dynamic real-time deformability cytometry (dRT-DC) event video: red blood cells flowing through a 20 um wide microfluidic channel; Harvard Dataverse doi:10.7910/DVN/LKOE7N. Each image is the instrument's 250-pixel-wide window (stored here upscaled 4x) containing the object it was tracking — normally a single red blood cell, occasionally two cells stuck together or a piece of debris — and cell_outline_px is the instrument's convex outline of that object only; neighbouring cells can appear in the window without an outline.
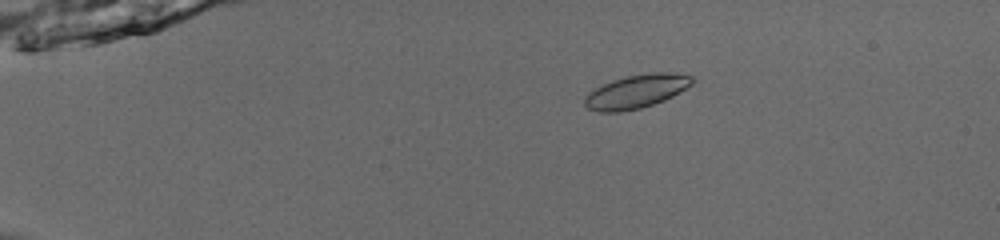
{"species": "common noctule bat (a hibernating species)", "species_latin": "Nyctalus noctula", "temperature_condition": "room temperature", "stored_images_in_passage": 43, "camera_frame_rate_fps": 3000, "um_per_image_px": 0.085, "animal": {"sex": "male", "body_mass_g": 13.0, "forearm_length_mm": 53.1}, "frame": {"image": 1, "passage_image": 1, "time_ms": 0.0, "image_size_px": [1000, 240], "cell_outline_px": [[696, 80], [692, 84], [672, 96], [664, 100], [640, 108], [620, 112], [596, 112], [588, 108], [584, 104], [584, 96], [588, 92], [612, 80], [628, 76], [652, 72], [672, 72], [692, 76]], "centroid_in_image_um": [54.08, 7.77], "position_along_channel_um": 30.9, "area_um2": 20.98}}
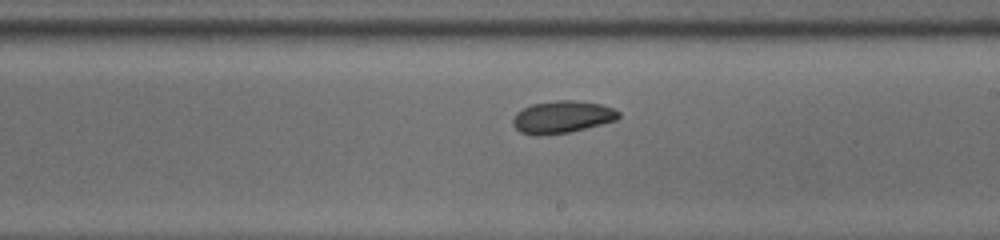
{"frame": {"image": 2, "passage_image": 23, "time_ms": 7.333, "image_size_px": [1000, 240], "cell_outline_px": [[620, 116], [616, 120], [568, 132], [540, 136], [536, 136], [520, 132], [512, 124], [512, 120], [516, 112], [532, 104], [556, 100], [572, 100], [600, 104], [612, 108], [620, 112]], "centroid_in_image_um": [47.74, 9.95], "position_along_channel_um": 241.3, "area_um2": 19.77}}
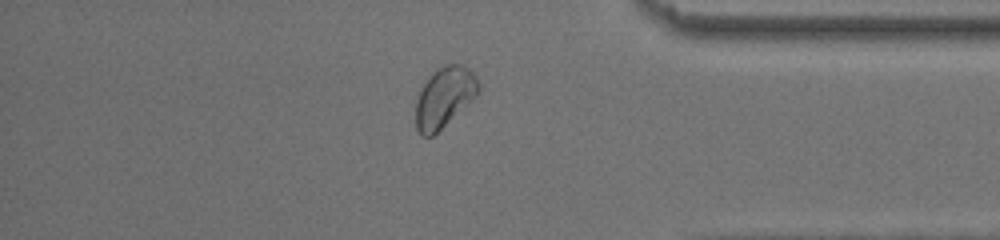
{"frame": {"image": 3, "passage_image": 36, "time_ms": 11.667, "image_size_px": [1000, 240], "cell_outline_px": [[480, 88], [476, 96], [432, 136], [420, 136], [416, 128], [416, 100], [420, 88], [432, 72], [436, 68], [444, 64], [460, 64], [468, 68], [476, 76], [480, 84]], "centroid_in_image_um": [37.75, 8.23], "position_along_channel_um": 397.4, "area_um2": 21.96}, "authors_computed_cell_mechanics": {"area_um2": 20.23, "velocity_mm_per_s": 3.9078, "shape_relaxation_time_tau1_ms": 3.983, "shape_relaxation_time_tau2_ms": null, "deformation_change_tau1": 0.0801, "deformation_change_tau2": null}}